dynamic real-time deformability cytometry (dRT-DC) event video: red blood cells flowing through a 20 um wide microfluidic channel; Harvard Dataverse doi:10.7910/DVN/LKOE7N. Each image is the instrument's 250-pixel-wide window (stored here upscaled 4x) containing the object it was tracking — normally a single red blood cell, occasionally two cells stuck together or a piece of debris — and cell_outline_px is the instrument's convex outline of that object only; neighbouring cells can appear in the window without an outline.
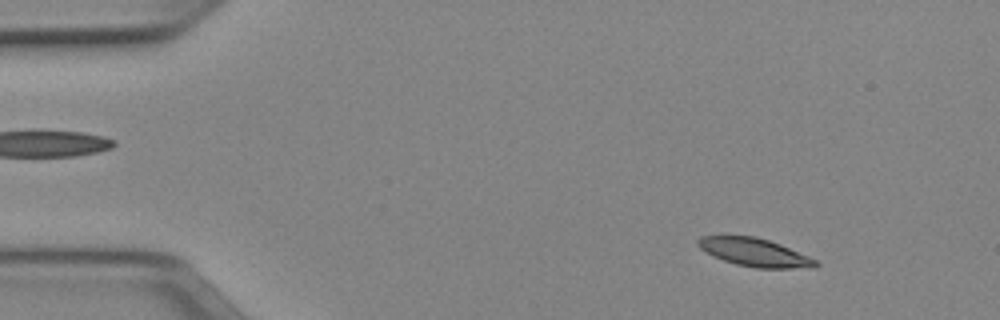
{"species": "Egyptian fruit bat (a non-hibernating species)", "species_latin": "Rousettus aegyptiacus", "temperature_condition": "cold", "stored_images_in_passage": 52, "camera_frame_rate_fps": 3000, "um_per_image_px": 0.085, "animal": {"sex": "female"}, "frame": {"image": 1, "passage_image": 7, "time_ms": 2.0, "image_size_px": [1000, 320], "cell_outline_px": [[820, 264], [816, 268], [756, 268], [736, 264], [712, 256], [700, 248], [696, 244], [696, 240], [700, 236], [724, 232], [756, 236], [780, 244], [808, 256], [816, 260]], "centroid_in_image_um": [64.04, 21.39], "position_along_channel_um": 21.0, "area_um2": 20.11}}
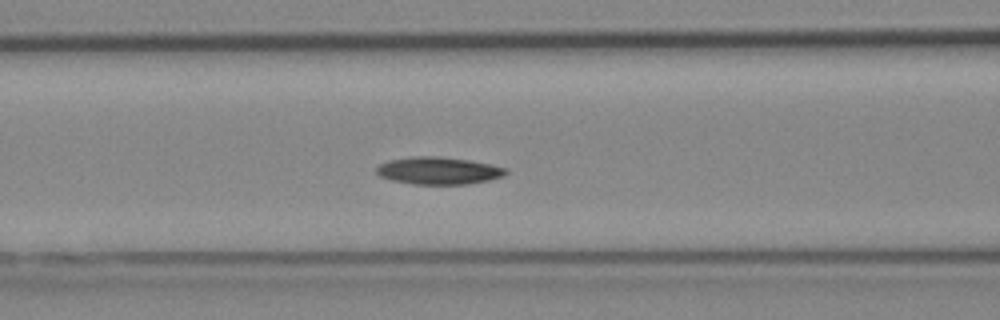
{"frame": {"image": 2, "passage_image": 22, "time_ms": 7.0, "image_size_px": [1000, 320], "cell_outline_px": [[508, 172], [504, 176], [488, 180], [468, 184], [412, 184], [392, 180], [380, 176], [376, 172], [376, 168], [380, 164], [388, 160], [412, 156], [436, 156], [468, 160], [508, 168]], "centroid_in_image_um": [37.27, 14.5], "position_along_channel_um": 129.3, "area_um2": 20.58}}
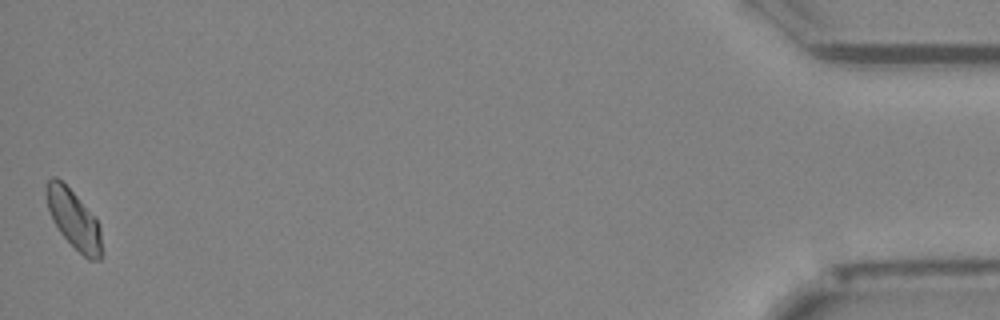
{"frame": {"image": 3, "passage_image": 52, "time_ms": 17.0, "image_size_px": [1000, 320], "cell_outline_px": [[100, 260], [88, 260], [60, 232], [52, 220], [48, 208], [44, 192], [44, 188], [48, 180], [52, 176], [56, 176], [76, 196], [96, 220], [100, 228]], "centroid_in_image_um": [6.21, 18.61], "position_along_channel_um": 429.0, "area_um2": 18.38}, "authors_computed_cell_mechanics": {"area_um2": 19.7387, "velocity_mm_per_s": 3.9269, "shape_relaxation_time_tau1_ms": 6.4903, "shape_relaxation_time_tau2_ms": null, "deformation_change_tau1": 0.1098, "deformation_change_tau2": null}}